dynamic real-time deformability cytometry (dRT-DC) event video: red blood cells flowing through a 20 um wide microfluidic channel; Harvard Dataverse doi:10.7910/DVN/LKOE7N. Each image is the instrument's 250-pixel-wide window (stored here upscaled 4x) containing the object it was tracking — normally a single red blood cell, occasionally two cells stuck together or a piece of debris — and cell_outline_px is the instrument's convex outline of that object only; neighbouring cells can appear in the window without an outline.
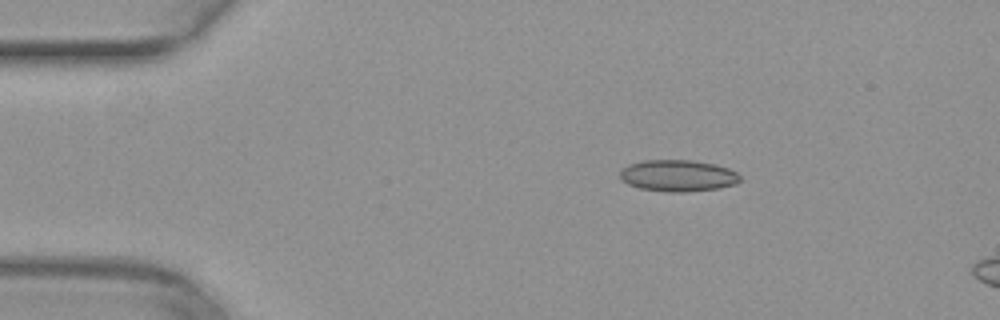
{"species": "common noctule bat (a hibernating species)", "species_latin": "Nyctalus noctula", "temperature_condition": "warm", "stored_images_in_passage": 6, "camera_frame_rate_fps": 3000, "um_per_image_px": 0.085, "animal": {"sex": "female", "body_mass_g": 29.2, "forearm_length_mm": 56.3}, "frame": {"image": 1, "passage_image": 1, "time_ms": 0.0, "image_size_px": [1000, 320], "cell_outline_px": [[740, 180], [736, 184], [720, 188], [684, 192], [668, 192], [640, 188], [628, 184], [620, 176], [620, 168], [628, 164], [644, 160], [692, 160], [716, 164], [728, 168], [736, 172], [740, 176]], "centroid_in_image_um": [57.63, 14.92], "position_along_channel_um": 27.4, "area_um2": 22.2}}